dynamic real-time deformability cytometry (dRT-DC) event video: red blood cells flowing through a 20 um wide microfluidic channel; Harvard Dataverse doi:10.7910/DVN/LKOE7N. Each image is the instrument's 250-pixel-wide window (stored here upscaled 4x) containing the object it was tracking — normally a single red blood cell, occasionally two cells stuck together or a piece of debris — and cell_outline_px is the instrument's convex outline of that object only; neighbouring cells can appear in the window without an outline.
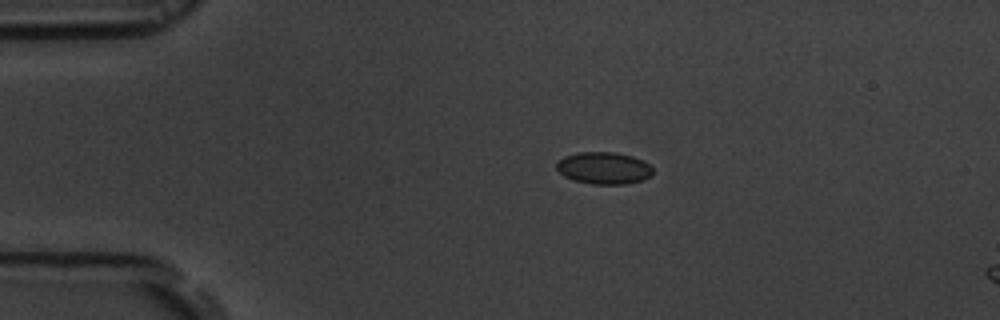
{"species": "common noctule bat (a hibernating species)", "species_latin": "Nyctalus noctula", "temperature_condition": "room temperature", "stored_images_in_passage": 4, "camera_frame_rate_fps": 3000, "um_per_image_px": 0.085, "animal": {"sex": "male", "body_mass_g": 19.5, "forearm_length_mm": 54.6}, "frame": {"image": 1, "passage_image": 2, "time_ms": 1.333, "image_size_px": [1000, 320], "cell_outline_px": [[652, 176], [644, 180], [628, 184], [592, 184], [572, 180], [564, 176], [556, 168], [556, 160], [564, 156], [580, 152], [616, 152], [632, 156], [648, 164], [652, 168]], "centroid_in_image_um": [51.3, 14.29], "position_along_channel_um": 33.7, "area_um2": 18.15}}